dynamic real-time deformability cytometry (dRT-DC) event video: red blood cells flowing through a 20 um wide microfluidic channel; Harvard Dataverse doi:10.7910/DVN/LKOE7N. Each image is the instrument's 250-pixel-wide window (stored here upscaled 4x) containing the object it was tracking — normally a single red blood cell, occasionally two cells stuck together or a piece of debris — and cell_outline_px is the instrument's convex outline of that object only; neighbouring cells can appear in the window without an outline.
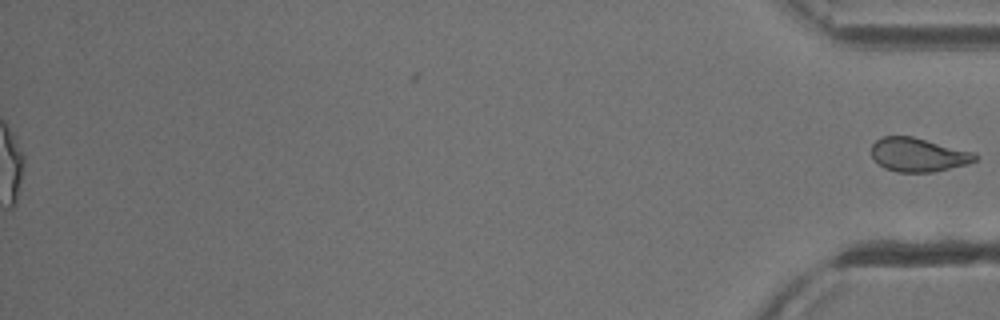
{"species": "common noctule bat (a hibernating species)", "species_latin": "Nyctalus noctula", "temperature_condition": "cold", "stored_images_in_passage": 55, "segment_of_instrument_passage": [2, 2], "camera_frame_rate_fps": 3000, "um_per_image_px": 0.085, "animal": {"sex": "male", "body_mass_g": 13.3}, "frame": {"image": 1, "passage_image": 55, "time_ms": 18.0, "image_size_px": [1000, 320], "cell_outline_px": [[980, 156], [976, 160], [968, 164], [932, 172], [896, 172], [884, 168], [872, 156], [872, 144], [876, 140], [884, 136], [912, 136], [976, 152]], "centroid_in_image_um": [78.1, 13.15], "position_along_channel_um": 357.1, "area_um2": 20.52}}